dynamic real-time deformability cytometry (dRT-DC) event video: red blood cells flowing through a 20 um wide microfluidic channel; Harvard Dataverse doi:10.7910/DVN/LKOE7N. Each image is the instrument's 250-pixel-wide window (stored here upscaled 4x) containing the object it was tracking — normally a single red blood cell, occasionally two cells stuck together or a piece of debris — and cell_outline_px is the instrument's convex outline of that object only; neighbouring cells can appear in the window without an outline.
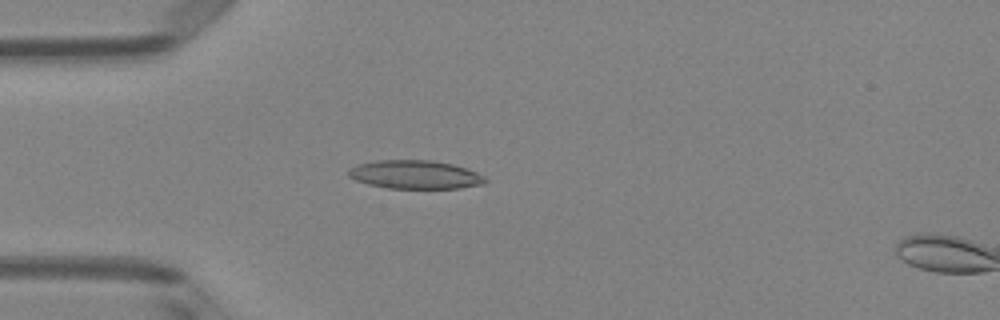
{"species": "Egyptian fruit bat (a non-hibernating species)", "species_latin": "Rousettus aegyptiacus", "temperature_condition": "room temperature", "stored_images_in_passage": 5, "camera_frame_rate_fps": 3000, "um_per_image_px": 0.085, "animal": {"sex": "female"}, "frame": {"image": 1, "passage_image": 4, "time_ms": 1.0, "image_size_px": [1000, 320], "cell_outline_px": [[488, 180], [484, 184], [460, 188], [388, 188], [368, 184], [356, 180], [348, 176], [348, 172], [352, 168], [360, 164], [376, 160], [432, 160], [452, 164], [476, 172], [484, 176]], "centroid_in_image_um": [35.31, 14.84], "position_along_channel_um": 49.7, "area_um2": 22.54}}